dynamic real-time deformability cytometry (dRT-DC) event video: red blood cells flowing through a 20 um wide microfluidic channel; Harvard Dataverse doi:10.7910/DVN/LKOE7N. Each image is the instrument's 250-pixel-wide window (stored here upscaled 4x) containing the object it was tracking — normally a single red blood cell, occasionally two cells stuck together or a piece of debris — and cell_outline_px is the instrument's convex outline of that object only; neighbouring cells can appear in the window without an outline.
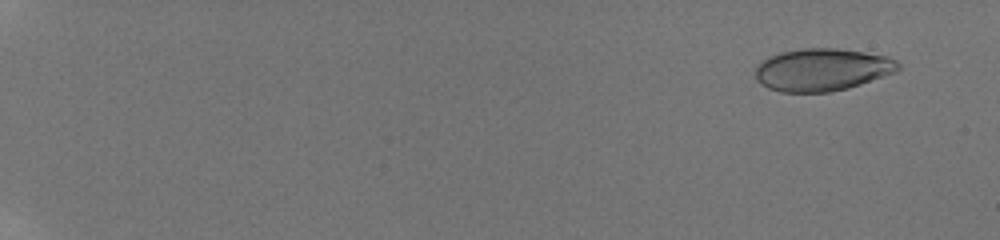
{"species": "human", "species_latin": "Homo sapiens", "temperature_condition": "room temperature", "stored_images_in_passage": 61, "camera_frame_rate_fps": 3000, "um_per_image_px": 0.085, "donor": {"sex": "male"}, "frame": {"image": 1, "passage_image": 5, "time_ms": 1.333, "image_size_px": [1000, 240], "cell_outline_px": [[900, 68], [896, 72], [848, 88], [828, 92], [780, 92], [768, 88], [760, 84], [756, 80], [756, 68], [768, 56], [780, 52], [804, 48], [836, 48], [864, 52], [888, 56], [896, 60], [900, 64]], "centroid_in_image_um": [69.89, 5.92], "position_along_channel_um": 15.1, "area_um2": 35.37}}
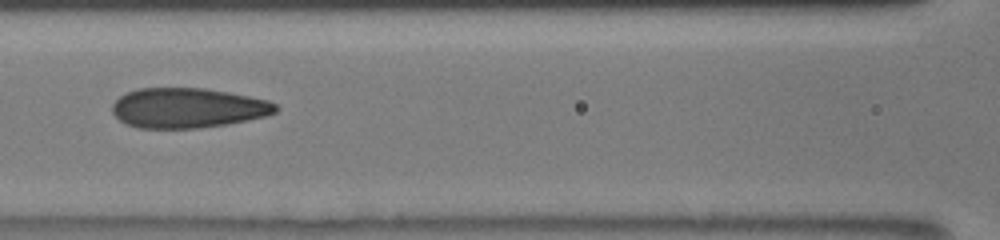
{"frame": {"image": 2, "passage_image": 32, "time_ms": 10.0, "image_size_px": [1000, 240], "cell_outline_px": [[280, 108], [276, 112], [264, 116], [248, 120], [228, 124], [200, 128], [136, 128], [120, 120], [112, 112], [112, 104], [124, 92], [140, 88], [204, 88], [228, 92], [268, 100], [276, 104]], "centroid_in_image_um": [15.95, 9.17], "position_along_channel_um": 150.6, "area_um2": 38.15}}
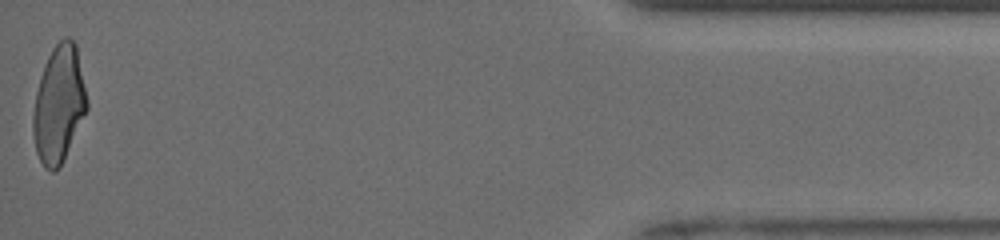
{"frame": {"image": 3, "passage_image": 60, "time_ms": 18.667, "image_size_px": [1000, 240], "cell_outline_px": [[88, 108], [60, 164], [52, 172], [44, 168], [36, 152], [32, 132], [32, 116], [36, 92], [40, 76], [44, 64], [52, 48], [64, 36], [68, 36], [76, 44], [88, 100]], "centroid_in_image_um": [4.99, 8.81], "position_along_channel_um": 430.2, "area_um2": 36.47}, "authors_computed_cell_mechanics": {"area_um2": 37.2232, "velocity_mm_per_s": 3.9744, "shape_relaxation_time_tau1_ms": 6.5342, "shape_relaxation_time_tau2_ms": 0.8485, "deformation_change_tau1": 0.2145, "deformation_change_tau2": 0.0723}}